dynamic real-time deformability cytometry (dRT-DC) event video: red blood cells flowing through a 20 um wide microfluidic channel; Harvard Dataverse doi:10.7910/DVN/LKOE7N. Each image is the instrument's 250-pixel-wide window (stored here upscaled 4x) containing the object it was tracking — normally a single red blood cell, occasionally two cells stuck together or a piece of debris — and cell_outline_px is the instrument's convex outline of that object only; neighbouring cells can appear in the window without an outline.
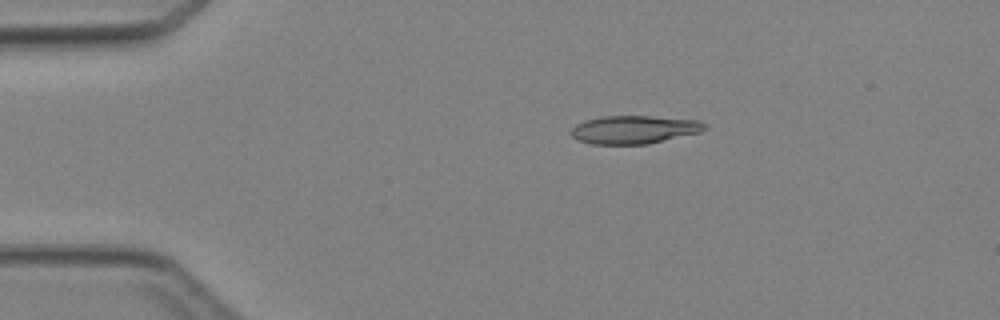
{"species": "Egyptian fruit bat (a non-hibernating species)", "species_latin": "Rousettus aegyptiacus", "temperature_condition": "cold", "stored_images_in_passage": 2, "camera_frame_rate_fps": 3000, "um_per_image_px": 0.085, "animal": {"sex": "female"}, "frame": {"image": 1, "passage_image": 1, "time_ms": 0.0, "image_size_px": [1000, 320], "cell_outline_px": [[704, 128], [700, 132], [648, 144], [592, 144], [576, 140], [568, 132], [576, 124], [584, 120], [604, 116], [648, 116], [700, 120], [704, 124]], "centroid_in_image_um": [53.83, 11.02], "position_along_channel_um": 31.2, "area_um2": 21.91}}